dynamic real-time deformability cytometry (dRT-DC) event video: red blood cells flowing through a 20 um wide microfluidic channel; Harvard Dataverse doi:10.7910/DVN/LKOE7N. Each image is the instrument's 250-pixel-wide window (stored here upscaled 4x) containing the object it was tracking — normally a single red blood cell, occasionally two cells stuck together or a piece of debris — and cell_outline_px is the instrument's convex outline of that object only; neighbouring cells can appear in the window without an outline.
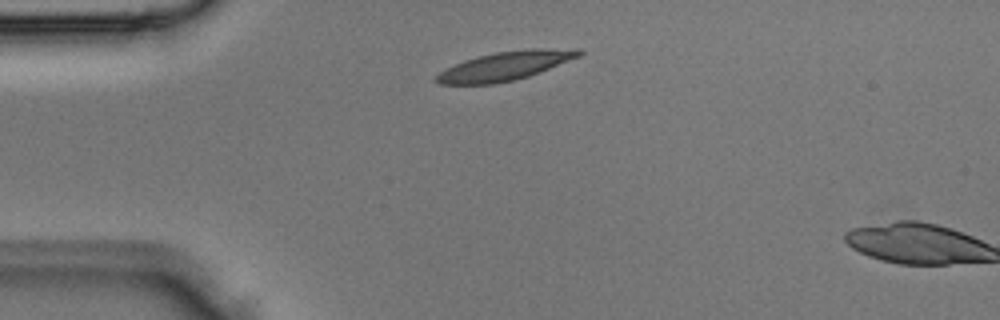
{"species": "Egyptian fruit bat (a non-hibernating species)", "species_latin": "Rousettus aegyptiacus", "temperature_condition": "room temperature", "stored_images_in_passage": 2, "camera_frame_rate_fps": 3000, "um_per_image_px": 0.085, "animal": {"sex": "male"}, "frame": {"image": 1, "passage_image": 1, "time_ms": 0.0, "image_size_px": [1000, 320], "cell_outline_px": [[584, 52], [580, 56], [540, 72], [528, 76], [512, 80], [492, 84], [440, 84], [432, 80], [440, 72], [464, 60], [496, 52], [528, 48], [580, 48]], "centroid_in_image_um": [42.99, 5.59], "position_along_channel_um": 42.0, "area_um2": 23.81}}